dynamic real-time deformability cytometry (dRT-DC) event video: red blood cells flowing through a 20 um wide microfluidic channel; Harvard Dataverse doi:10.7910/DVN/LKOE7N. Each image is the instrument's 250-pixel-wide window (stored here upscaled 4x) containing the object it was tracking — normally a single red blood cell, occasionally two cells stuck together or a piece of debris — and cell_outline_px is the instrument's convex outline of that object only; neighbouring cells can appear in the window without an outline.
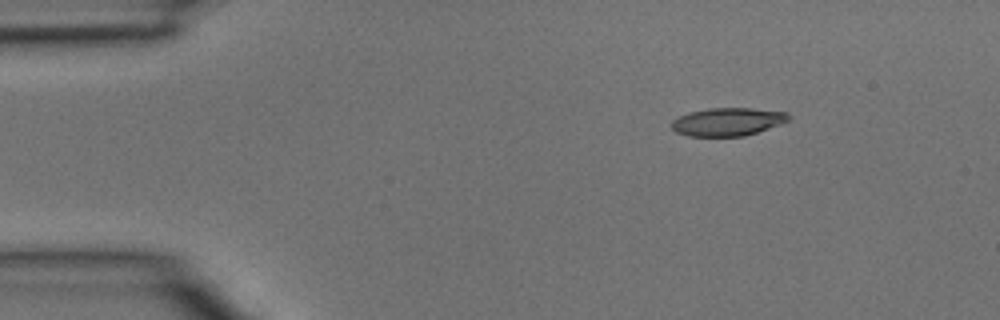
{"species": "common noctule bat (a hibernating species)", "species_latin": "Nyctalus noctula", "temperature_condition": "room temperature", "stored_images_in_passage": 4, "camera_frame_rate_fps": 3000, "um_per_image_px": 0.085, "animal": {"sex": "male", "body_mass_g": 15.6}, "frame": {"image": 1, "passage_image": 1, "time_ms": 0.0, "image_size_px": [1000, 320], "cell_outline_px": [[792, 116], [788, 120], [780, 124], [744, 136], [688, 136], [676, 132], [672, 128], [672, 120], [688, 112], [708, 108], [752, 108], [788, 112]], "centroid_in_image_um": [61.85, 10.34], "position_along_channel_um": 23.1, "area_um2": 19.13}}
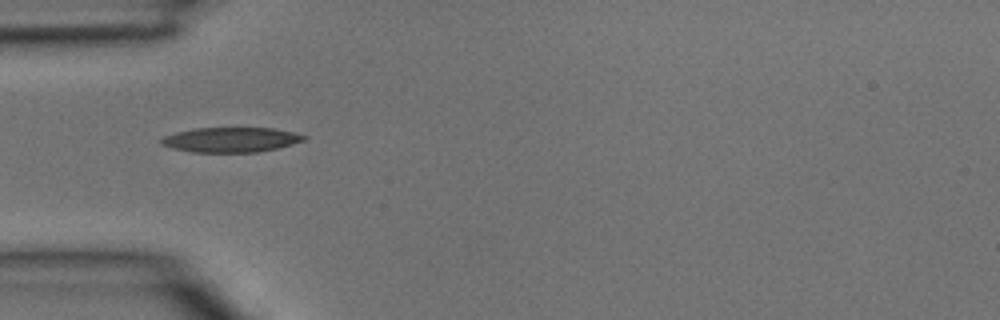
{"frame": {"image": 2, "passage_image": 3, "time_ms": 0.667, "image_size_px": [1000, 320], "cell_outline_px": [[308, 136], [304, 140], [292, 144], [276, 148], [256, 152], [192, 152], [172, 148], [160, 144], [160, 140], [164, 136], [176, 132], [192, 128], [272, 128], [292, 132]], "centroid_in_image_um": [19.59, 11.87], "position_along_channel_um": 65.4, "area_um2": 20.58}}